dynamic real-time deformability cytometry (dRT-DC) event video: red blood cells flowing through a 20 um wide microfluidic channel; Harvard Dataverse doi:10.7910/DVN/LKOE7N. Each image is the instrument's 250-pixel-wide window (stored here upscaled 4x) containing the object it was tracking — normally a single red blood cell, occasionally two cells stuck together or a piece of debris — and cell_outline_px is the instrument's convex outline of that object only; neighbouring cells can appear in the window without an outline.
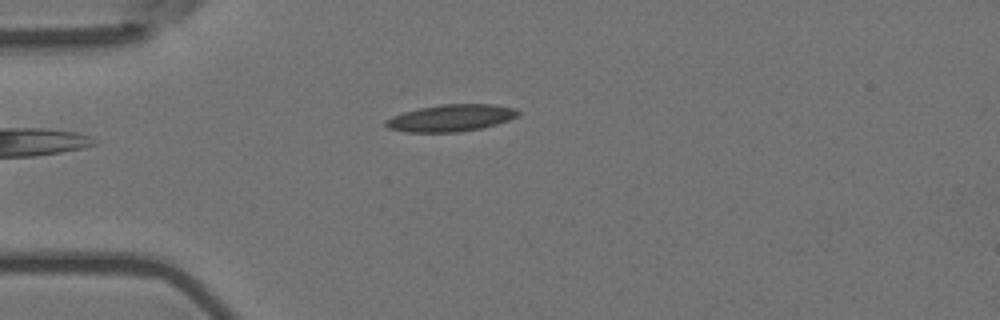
{"species": "Egyptian fruit bat (a non-hibernating species)", "species_latin": "Rousettus aegyptiacus", "temperature_condition": "room temperature", "stored_images_in_passage": 41, "camera_frame_rate_fps": 3000, "um_per_image_px": 0.085, "animal": {"sex": "female"}, "frame": {"image": 1, "passage_image": 1, "time_ms": 0.0, "image_size_px": [1000, 320], "cell_outline_px": [[520, 112], [516, 116], [508, 120], [496, 124], [480, 128], [460, 132], [404, 132], [388, 128], [384, 124], [384, 120], [392, 116], [404, 112], [420, 108], [444, 104], [492, 104], [516, 108]], "centroid_in_image_um": [38.3, 10.03], "position_along_channel_um": 46.7, "area_um2": 20.69}}
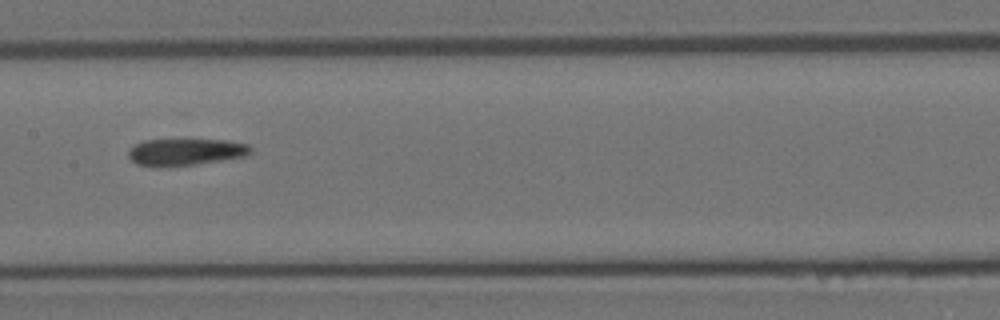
{"frame": {"image": 2, "passage_image": 14, "time_ms": 4.333, "image_size_px": [1000, 320], "cell_outline_px": [[252, 152], [248, 156], [196, 164], [168, 168], [156, 168], [136, 164], [128, 156], [128, 152], [136, 144], [144, 140], [224, 140], [248, 144], [252, 148]], "centroid_in_image_um": [15.77, 12.95], "position_along_channel_um": 191.6, "area_um2": 19.42}}
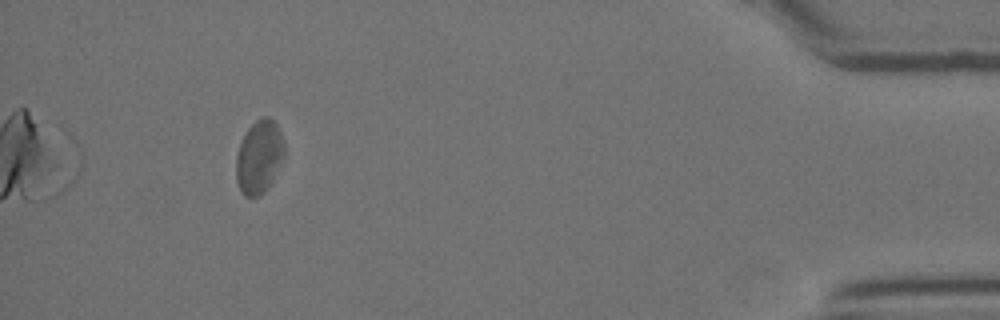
{"frame": {"image": 3, "passage_image": 37, "time_ms": 12.0, "image_size_px": [1000, 320], "cell_outline_px": [[284, 156], [268, 188], [260, 196], [244, 196], [240, 192], [236, 180], [236, 156], [240, 144], [248, 128], [256, 120], [264, 116], [268, 116], [276, 124], [280, 132], [284, 144]], "centroid_in_image_um": [22.01, 13.35], "position_along_channel_um": 413.2, "area_um2": 20.46}, "authors_computed_cell_mechanics": {"area_um2": 20.4034, "velocity_mm_per_s": 3.7213, "shape_relaxation_time_tau1_ms": null, "shape_relaxation_time_tau2_ms": 4.2327, "deformation_change_tau1": null, "deformation_change_tau2": 0.113}}